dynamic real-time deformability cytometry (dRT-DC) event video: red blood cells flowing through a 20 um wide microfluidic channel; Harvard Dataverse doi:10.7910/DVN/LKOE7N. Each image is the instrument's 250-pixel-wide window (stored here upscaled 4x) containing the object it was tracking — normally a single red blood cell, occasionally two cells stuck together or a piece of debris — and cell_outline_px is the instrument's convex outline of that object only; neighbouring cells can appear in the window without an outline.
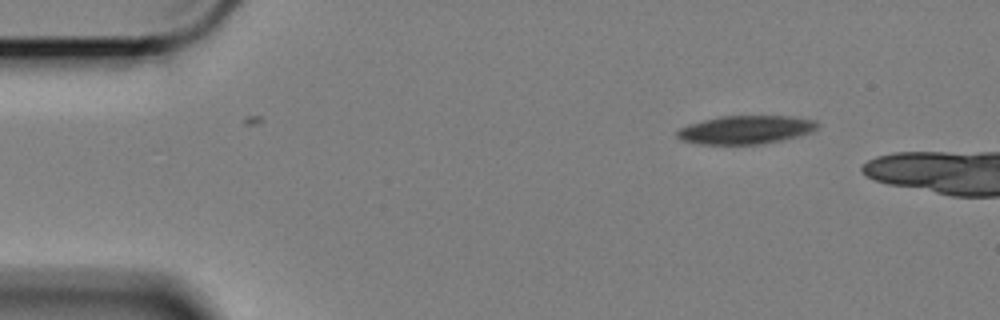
{"species": "Egyptian fruit bat (a non-hibernating species)", "species_latin": "Rousettus aegyptiacus", "temperature_condition": "cold", "stored_images_in_passage": 4, "camera_frame_rate_fps": 3000, "um_per_image_px": 0.085, "animal": {"sex": "female"}, "frame": {"image": 1, "passage_image": 4, "time_ms": 1.0, "image_size_px": [1000, 320], "cell_outline_px": [[820, 124], [812, 132], [780, 140], [760, 144], [700, 144], [680, 140], [676, 136], [676, 132], [680, 128], [688, 124], [720, 116], [792, 116], [816, 120]], "centroid_in_image_um": [63.37, 11.02], "position_along_channel_um": 21.6, "area_um2": 23.18}}